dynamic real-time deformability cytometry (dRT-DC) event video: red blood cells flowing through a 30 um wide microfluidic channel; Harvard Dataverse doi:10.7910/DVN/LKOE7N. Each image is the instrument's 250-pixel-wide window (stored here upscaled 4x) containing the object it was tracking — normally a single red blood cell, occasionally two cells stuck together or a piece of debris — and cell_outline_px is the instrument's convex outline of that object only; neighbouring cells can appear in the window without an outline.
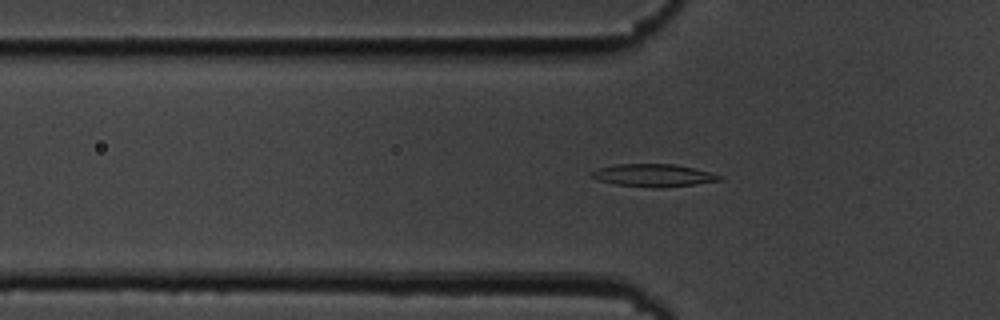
{"species": "common noctule bat (a hibernating species)", "species_latin": "Nyctalus noctula", "temperature_condition": "cold", "stored_images_in_passage": 37, "camera_frame_rate_fps": 3000, "um_per_image_px": 0.085, "animal": {"sex": "male", "body_mass_g": 19.5, "forearm_length_mm": 54.6}, "frame": {"image": 1, "passage_image": 6, "time_ms": 1.667, "image_size_px": [1000, 320], "cell_outline_px": [[724, 180], [660, 188], [652, 188], [616, 184], [600, 180], [588, 176], [588, 172], [600, 168], [616, 164], [672, 164], [692, 168], [724, 176]], "centroid_in_image_um": [55.51, 14.91], "position_along_channel_um": 70.3, "area_um2": 16.76}}
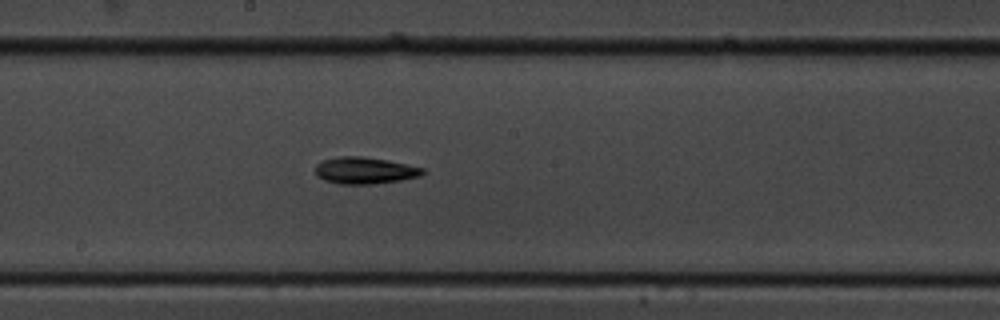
{"frame": {"image": 2, "passage_image": 18, "time_ms": 5.667, "image_size_px": [1000, 320], "cell_outline_px": [[424, 172], [420, 176], [400, 180], [372, 184], [340, 184], [324, 180], [316, 176], [316, 164], [324, 160], [340, 156], [364, 156], [388, 160], [424, 168]], "centroid_in_image_um": [30.99, 14.49], "position_along_channel_um": 217.2, "area_um2": 16.7}}
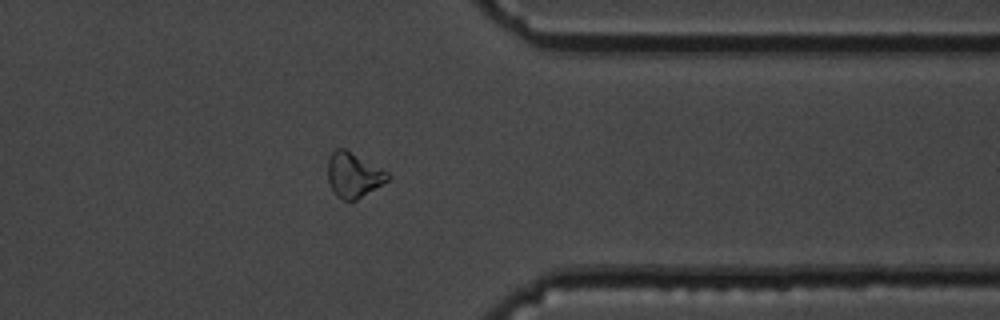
{"frame": {"image": 3, "passage_image": 32, "time_ms": 10.333, "image_size_px": [1000, 320], "cell_outline_px": [[392, 176], [388, 180], [356, 200], [344, 200], [336, 196], [328, 180], [328, 160], [332, 152], [336, 148], [344, 148], [388, 172]], "centroid_in_image_um": [30.04, 14.87], "position_along_channel_um": 381.4, "area_um2": 15.43}, "authors_computed_cell_mechanics": {"area_um2": 16.0106, "velocity_mm_per_s": 3.6724, "shape_relaxation_time_tau1_ms": 2.1204, "shape_relaxation_time_tau2_ms": null, "deformation_change_tau1": 0.1057, "deformation_change_tau2": null}}